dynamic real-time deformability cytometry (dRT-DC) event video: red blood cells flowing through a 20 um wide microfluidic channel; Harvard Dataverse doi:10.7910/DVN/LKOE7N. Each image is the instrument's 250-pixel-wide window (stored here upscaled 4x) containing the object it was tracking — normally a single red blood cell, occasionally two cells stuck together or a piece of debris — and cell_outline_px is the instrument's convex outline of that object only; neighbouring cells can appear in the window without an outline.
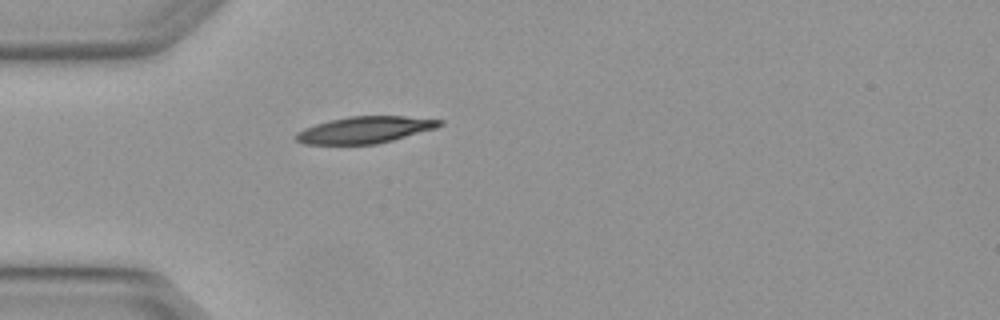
{"species": "Egyptian fruit bat (a non-hibernating species)", "species_latin": "Rousettus aegyptiacus", "temperature_condition": "warm", "stored_images_in_passage": 1, "camera_frame_rate_fps": 3000, "um_per_image_px": 0.085, "animal": {"sex": "female"}, "frame": {"image": 1, "passage_image": 1, "time_ms": 0.0, "image_size_px": [1000, 320], "cell_outline_px": [[444, 124], [436, 128], [392, 140], [376, 144], [304, 144], [296, 140], [292, 136], [296, 132], [304, 128], [328, 120], [348, 116], [404, 116], [444, 120]], "centroid_in_image_um": [30.99, 11.03], "position_along_channel_um": 54.0, "area_um2": 22.43}}